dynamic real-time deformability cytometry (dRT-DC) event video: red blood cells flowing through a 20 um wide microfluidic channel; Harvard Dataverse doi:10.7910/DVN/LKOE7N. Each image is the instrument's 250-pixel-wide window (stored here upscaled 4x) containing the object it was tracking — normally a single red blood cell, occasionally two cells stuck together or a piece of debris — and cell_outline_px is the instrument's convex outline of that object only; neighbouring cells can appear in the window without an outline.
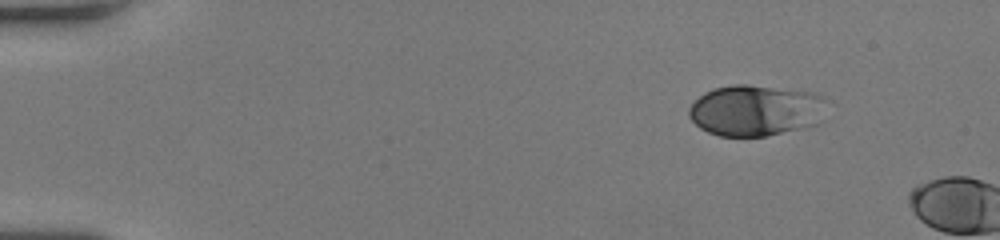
{"species": "human", "species_latin": "Homo sapiens", "temperature_condition": "room temperature", "stored_images_in_passage": 5, "camera_frame_rate_fps": 3000, "um_per_image_px": 0.085, "donor": {"sex": "female"}, "frame": {"image": 1, "passage_image": 1, "time_ms": 0.0, "image_size_px": [1000, 240], "cell_outline_px": [[832, 100], [816, 124], [768, 136], [720, 136], [708, 132], [700, 128], [688, 116], [688, 108], [704, 92], [712, 88], [736, 84], [748, 84], [816, 92]], "centroid_in_image_um": [64.28, 9.36], "position_along_channel_um": 20.7, "area_um2": 41.62}}